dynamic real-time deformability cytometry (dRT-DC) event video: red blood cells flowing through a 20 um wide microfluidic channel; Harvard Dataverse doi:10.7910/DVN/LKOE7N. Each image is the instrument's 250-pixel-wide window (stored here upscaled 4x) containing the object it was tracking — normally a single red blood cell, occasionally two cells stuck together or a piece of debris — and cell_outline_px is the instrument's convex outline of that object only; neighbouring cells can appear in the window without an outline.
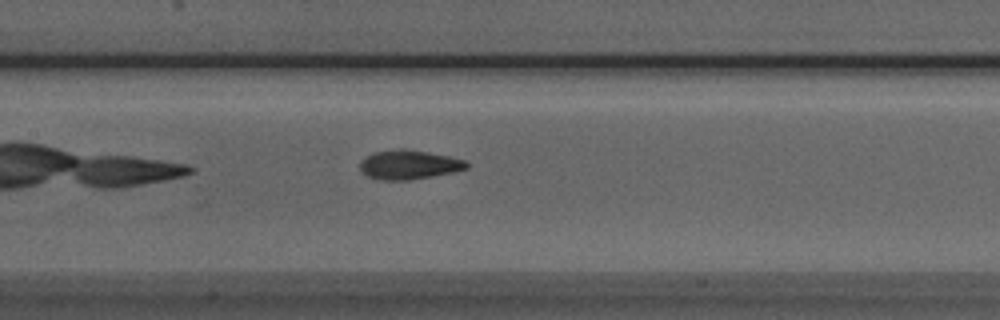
{"species": "Egyptian fruit bat (a non-hibernating species)", "species_latin": "Rousettus aegyptiacus", "temperature_condition": "room temperature", "stored_images_in_passage": 35, "camera_frame_rate_fps": 3000, "um_per_image_px": 0.085, "animal": {"sex": "male"}, "frame": {"image": 1, "passage_image": 9, "time_ms": 2.667, "image_size_px": [1000, 320], "cell_outline_px": [[468, 168], [452, 172], [432, 176], [408, 180], [376, 180], [360, 172], [360, 160], [372, 152], [396, 148], [404, 148], [428, 152], [448, 156], [464, 160], [468, 164]], "centroid_in_image_um": [34.69, 13.99], "position_along_channel_um": 172.7, "area_um2": 18.32}}
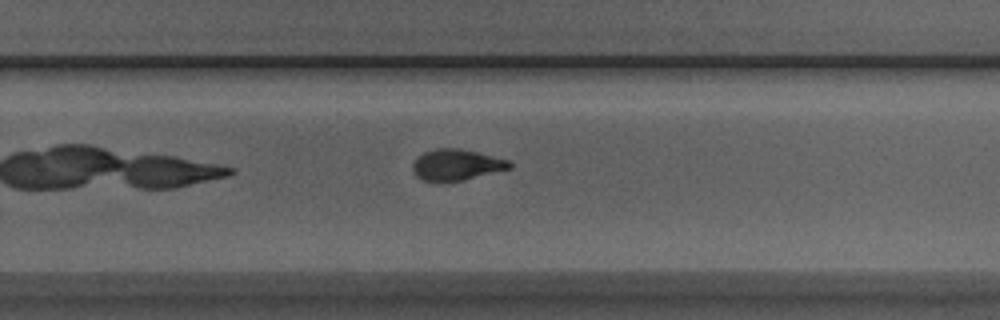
{"frame": {"image": 2, "passage_image": 18, "time_ms": 5.667, "image_size_px": [1000, 320], "cell_outline_px": [[512, 168], [460, 180], [420, 180], [412, 172], [412, 164], [416, 156], [424, 152], [436, 148], [456, 148], [476, 152], [508, 160], [512, 164]], "centroid_in_image_um": [38.74, 13.99], "position_along_channel_um": 291.1, "area_um2": 17.22}}
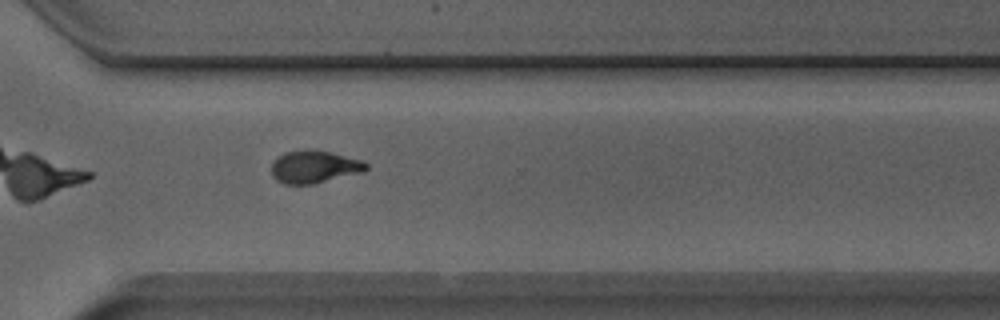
{"frame": {"image": 3, "passage_image": 22, "time_ms": 7.0, "image_size_px": [1000, 320], "cell_outline_px": [[368, 168], [364, 172], [312, 184], [284, 184], [276, 180], [272, 176], [272, 164], [284, 152], [328, 152], [364, 160], [368, 164]], "centroid_in_image_um": [26.76, 14.22], "position_along_channel_um": 343.8, "area_um2": 17.4}, "authors_computed_cell_mechanics": {"area_um2": 17.8602, "velocity_mm_per_s": 3.9592, "shape_relaxation_time_tau1_ms": 3.8407, "shape_relaxation_time_tau2_ms": 2.4137, "deformation_change_tau1": 0.1825, "deformation_change_tau2": 0.0714}}